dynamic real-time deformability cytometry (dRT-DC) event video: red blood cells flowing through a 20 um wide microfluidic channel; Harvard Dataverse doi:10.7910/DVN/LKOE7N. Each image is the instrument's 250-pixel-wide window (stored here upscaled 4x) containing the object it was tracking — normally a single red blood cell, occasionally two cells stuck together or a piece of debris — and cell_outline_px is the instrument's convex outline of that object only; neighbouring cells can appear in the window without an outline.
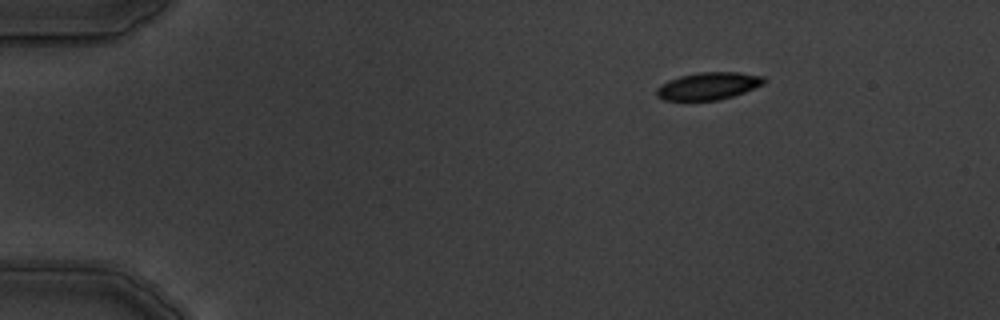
{"species": "common noctule bat (a hibernating species)", "species_latin": "Nyctalus noctula", "temperature_condition": "warm", "stored_images_in_passage": 5, "camera_frame_rate_fps": 3000, "um_per_image_px": 0.085, "animal": {"sex": "male", "body_mass_g": 19.5, "forearm_length_mm": 54.6}, "frame": {"image": 1, "passage_image": 1, "time_ms": 0.0, "image_size_px": [1000, 320], "cell_outline_px": [[764, 84], [744, 92], [720, 100], [664, 100], [656, 96], [656, 88], [660, 84], [668, 80], [680, 76], [696, 72], [740, 72], [764, 76]], "centroid_in_image_um": [60.18, 7.3], "position_along_channel_um": 24.8, "area_um2": 17.22}}
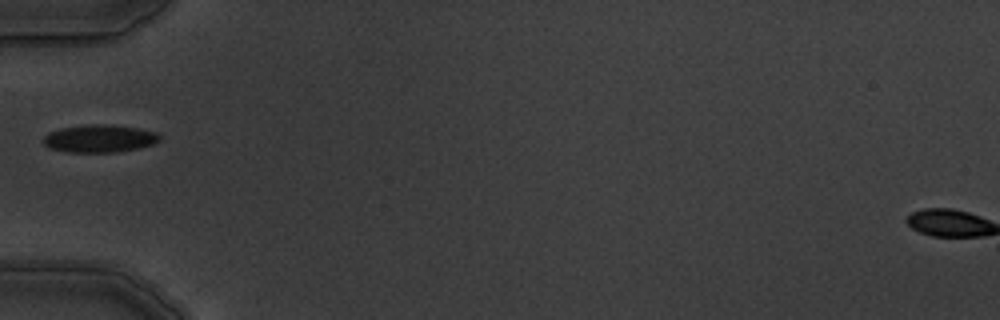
{"frame": {"image": 2, "passage_image": 4, "time_ms": 3.667, "image_size_px": [1000, 320], "cell_outline_px": [[160, 140], [152, 144], [136, 148], [116, 152], [68, 152], [48, 148], [40, 140], [48, 132], [60, 128], [92, 124], [104, 124], [136, 128], [156, 132], [160, 136]], "centroid_in_image_um": [8.39, 11.78], "position_along_channel_um": 76.6, "area_um2": 18.67}}
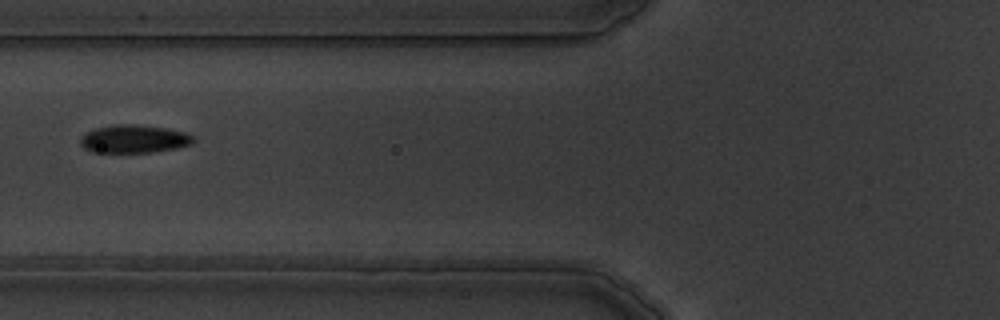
{"frame": {"image": 3, "passage_image": 5, "time_ms": 4.667, "image_size_px": [1000, 320], "cell_outline_px": [[196, 140], [192, 144], [176, 148], [152, 152], [92, 152], [84, 148], [80, 144], [80, 136], [96, 128], [112, 124], [136, 124], [164, 128], [188, 132]], "centroid_in_image_um": [11.4, 11.8], "position_along_channel_um": 114.4, "area_um2": 18.55}}